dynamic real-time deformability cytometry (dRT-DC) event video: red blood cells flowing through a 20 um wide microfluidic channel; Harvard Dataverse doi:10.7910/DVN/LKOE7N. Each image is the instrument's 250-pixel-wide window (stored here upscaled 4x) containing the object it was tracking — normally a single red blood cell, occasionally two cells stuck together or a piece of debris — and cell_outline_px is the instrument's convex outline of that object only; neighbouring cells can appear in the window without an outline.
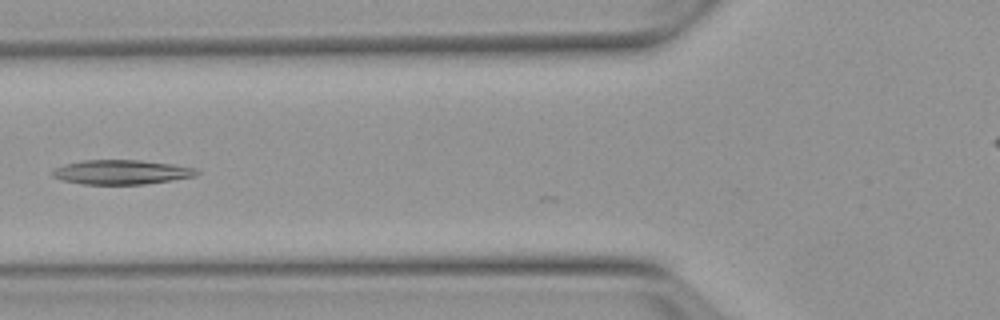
{"species": "Egyptian fruit bat (a non-hibernating species)", "species_latin": "Rousettus aegyptiacus", "temperature_condition": "warm", "stored_images_in_passage": 4, "camera_frame_rate_fps": 3000, "um_per_image_px": 0.085, "animal": {"sex": "female"}, "frame": {"image": 1, "passage_image": 2, "time_ms": 0.333, "image_size_px": [1000, 320], "cell_outline_px": [[200, 172], [196, 176], [172, 180], [144, 184], [84, 184], [60, 180], [52, 176], [52, 172], [56, 168], [64, 164], [84, 160], [140, 160], [172, 164], [196, 168]], "centroid_in_image_um": [10.33, 14.63], "position_along_channel_um": 115.5, "area_um2": 20.52}}